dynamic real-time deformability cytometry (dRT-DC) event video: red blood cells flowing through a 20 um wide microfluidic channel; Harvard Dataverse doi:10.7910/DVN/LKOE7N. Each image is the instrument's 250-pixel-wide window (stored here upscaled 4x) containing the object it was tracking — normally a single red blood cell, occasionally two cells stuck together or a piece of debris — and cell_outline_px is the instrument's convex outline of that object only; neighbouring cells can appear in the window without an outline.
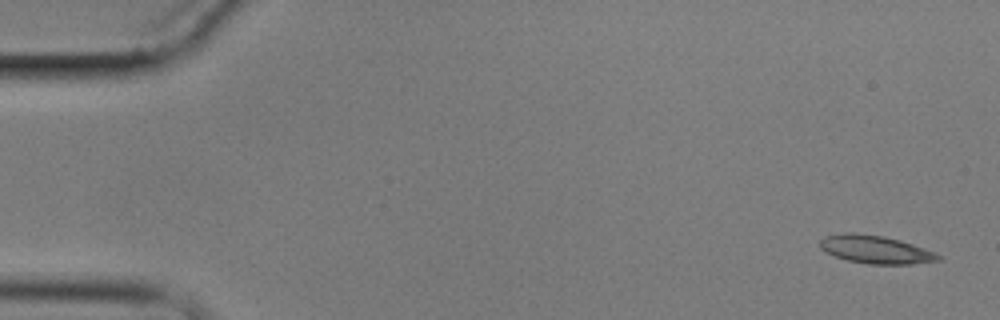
{"species": "common noctule bat (a hibernating species)", "species_latin": "Nyctalus noctula", "temperature_condition": "cold", "stored_images_in_passage": 16, "camera_frame_rate_fps": 3000, "um_per_image_px": 0.085, "animal": {"sex": "male", "body_mass_g": 17.9}, "frame": {"image": 1, "passage_image": 1, "time_ms": 0.0, "image_size_px": [1000, 320], "cell_outline_px": [[944, 260], [912, 264], [868, 264], [848, 260], [824, 252], [820, 248], [820, 240], [824, 236], [844, 232], [852, 232], [884, 236], [900, 240], [936, 252]], "centroid_in_image_um": [74.43, 21.2], "position_along_channel_um": 10.6, "area_um2": 19.48}}
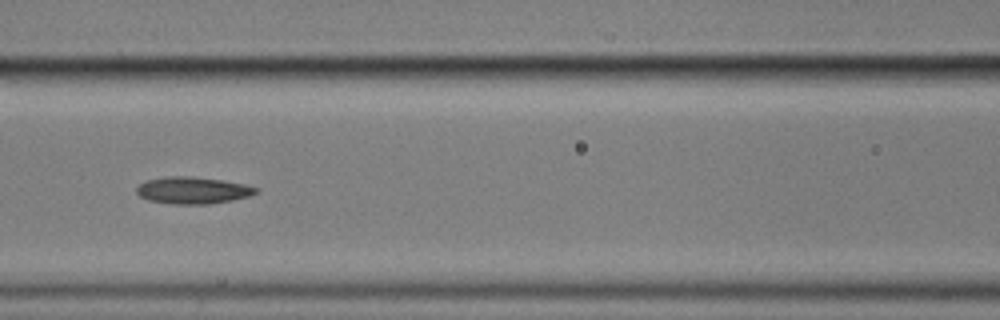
{"frame": {"image": 2, "passage_image": 7, "time_ms": 7.667, "image_size_px": [1000, 320], "cell_outline_px": [[260, 192], [248, 196], [232, 200], [212, 204], [172, 204], [148, 200], [140, 196], [136, 192], [136, 188], [140, 184], [148, 180], [164, 176], [192, 176], [224, 180], [244, 184], [260, 188]], "centroid_in_image_um": [16.42, 16.17], "position_along_channel_um": 150.2, "area_um2": 18.9}}
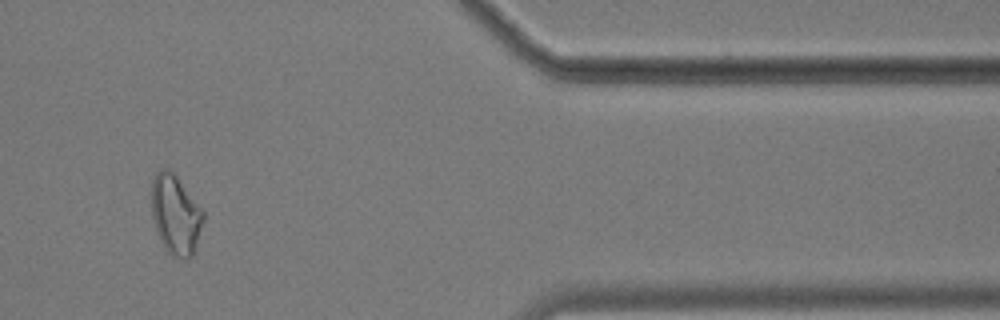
{"frame": {"image": 3, "passage_image": 13, "time_ms": 15.667, "image_size_px": [1000, 320], "cell_outline_px": [[204, 220], [192, 256], [188, 260], [184, 260], [172, 256], [168, 252], [160, 240], [152, 216], [152, 180], [156, 172], [160, 168], [168, 168], [176, 176], [204, 212]], "centroid_in_image_um": [14.92, 18.26], "position_along_channel_um": 396.5, "area_um2": 23.81}}